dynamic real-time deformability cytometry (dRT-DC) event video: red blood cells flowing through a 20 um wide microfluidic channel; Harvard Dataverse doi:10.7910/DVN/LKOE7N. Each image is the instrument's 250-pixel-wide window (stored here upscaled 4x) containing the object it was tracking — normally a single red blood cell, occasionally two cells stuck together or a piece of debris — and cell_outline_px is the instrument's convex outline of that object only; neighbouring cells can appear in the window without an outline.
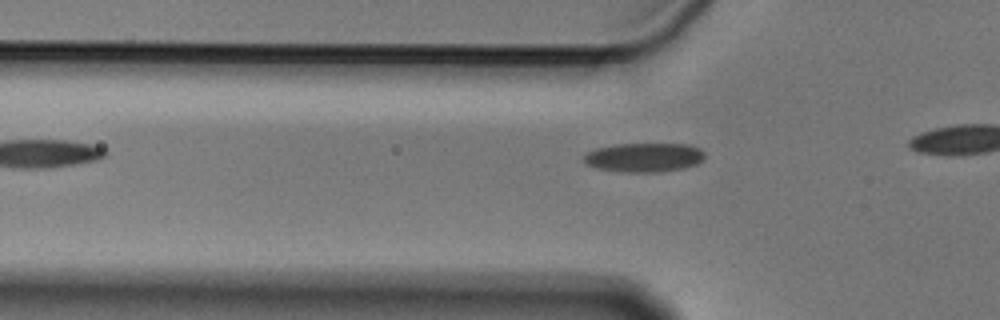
{"species": "Egyptian fruit bat (a non-hibernating species)", "species_latin": "Rousettus aegyptiacus", "temperature_condition": "cold", "stored_images_in_passage": 5, "camera_frame_rate_fps": 3000, "um_per_image_px": 0.085, "animal": {"sex": "male"}, "frame": {"image": 1, "passage_image": 5, "time_ms": 1.333, "image_size_px": [1000, 320], "cell_outline_px": [[704, 156], [696, 164], [684, 168], [660, 172], [620, 172], [596, 168], [584, 164], [584, 156], [588, 152], [596, 148], [616, 144], [688, 144], [700, 148], [704, 152]], "centroid_in_image_um": [54.72, 13.38], "position_along_channel_um": 71.1, "area_um2": 20.58}}